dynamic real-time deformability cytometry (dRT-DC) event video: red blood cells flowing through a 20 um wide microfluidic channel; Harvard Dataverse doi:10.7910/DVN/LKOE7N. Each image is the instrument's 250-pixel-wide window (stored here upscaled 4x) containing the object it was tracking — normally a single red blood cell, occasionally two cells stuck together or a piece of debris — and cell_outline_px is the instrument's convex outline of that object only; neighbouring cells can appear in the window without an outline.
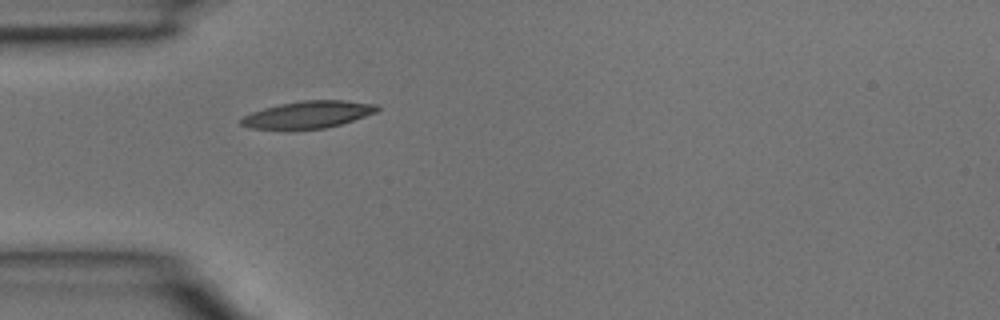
{"species": "common noctule bat (a hibernating species)", "species_latin": "Nyctalus noctula", "temperature_condition": "room temperature", "stored_images_in_passage": 1, "camera_frame_rate_fps": 3000, "um_per_image_px": 0.085, "animal": {"sex": "male", "body_mass_g": 15.6}, "frame": {"image": 1, "passage_image": 1, "time_ms": 0.0, "image_size_px": [1000, 320], "cell_outline_px": [[380, 108], [376, 112], [340, 124], [324, 128], [252, 128], [240, 124], [240, 120], [244, 116], [252, 112], [264, 108], [280, 104], [304, 100], [344, 100], [376, 104]], "centroid_in_image_um": [26.21, 9.71], "position_along_channel_um": 58.8, "area_um2": 20.92}}